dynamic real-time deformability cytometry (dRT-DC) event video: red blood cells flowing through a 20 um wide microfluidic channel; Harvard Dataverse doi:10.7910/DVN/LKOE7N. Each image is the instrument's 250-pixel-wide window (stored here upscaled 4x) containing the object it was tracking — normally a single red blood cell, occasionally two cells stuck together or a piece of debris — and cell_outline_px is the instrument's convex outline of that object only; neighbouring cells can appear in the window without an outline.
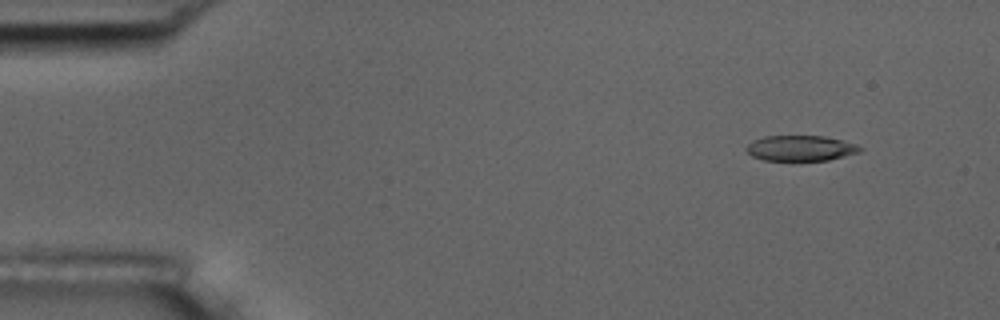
{"species": "common noctule bat (a hibernating species)", "species_latin": "Nyctalus noctula", "temperature_condition": "room temperature", "stored_images_in_passage": 5, "camera_frame_rate_fps": 3000, "um_per_image_px": 0.085, "animal": {"sex": "male", "body_mass_g": 17.5, "forearm_length_mm": 52.3}, "frame": {"image": 1, "passage_image": 1, "time_ms": 0.0, "image_size_px": [1000, 320], "cell_outline_px": [[864, 148], [860, 152], [828, 160], [764, 160], [752, 156], [744, 148], [752, 140], [764, 136], [824, 136], [856, 144]], "centroid_in_image_um": [68.03, 12.59], "position_along_channel_um": 17.0, "area_um2": 16.82}}
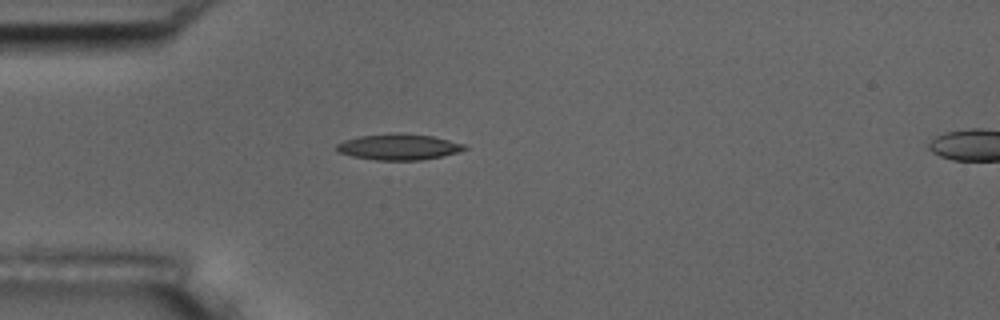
{"frame": {"image": 2, "passage_image": 4, "time_ms": 3.333, "image_size_px": [1000, 320], "cell_outline_px": [[468, 148], [460, 152], [420, 160], [376, 160], [352, 156], [336, 152], [332, 148], [336, 144], [344, 140], [360, 136], [396, 132], [400, 132], [432, 136], [464, 144]], "centroid_in_image_um": [33.83, 12.48], "position_along_channel_um": 51.2, "area_um2": 19.54}}